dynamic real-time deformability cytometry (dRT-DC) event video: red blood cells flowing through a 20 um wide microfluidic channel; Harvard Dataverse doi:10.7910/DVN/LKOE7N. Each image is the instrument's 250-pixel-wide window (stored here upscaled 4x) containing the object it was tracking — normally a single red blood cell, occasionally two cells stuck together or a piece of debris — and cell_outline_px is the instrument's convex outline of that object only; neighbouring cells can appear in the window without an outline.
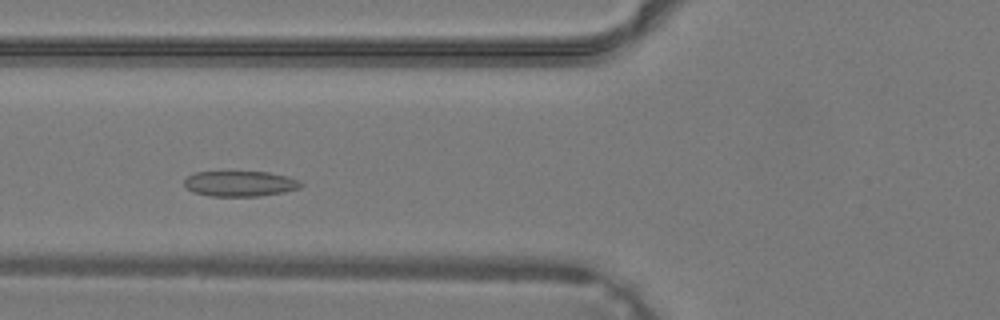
{"species": "common noctule bat (a hibernating species)", "species_latin": "Nyctalus noctula", "temperature_condition": "warm", "stored_images_in_passage": 26, "camera_frame_rate_fps": 3000, "um_per_image_px": 0.085, "animal": {"sex": "male", "body_mass_g": 19.2, "forearm_length_mm": 51.8}, "frame": {"image": 1, "passage_image": 4, "time_ms": 1.0, "image_size_px": [1000, 320], "cell_outline_px": [[304, 184], [300, 188], [284, 192], [260, 196], [212, 196], [192, 192], [184, 188], [184, 180], [188, 176], [196, 172], [268, 172], [300, 180]], "centroid_in_image_um": [20.39, 15.62], "position_along_channel_um": 105.4, "area_um2": 17.34}}
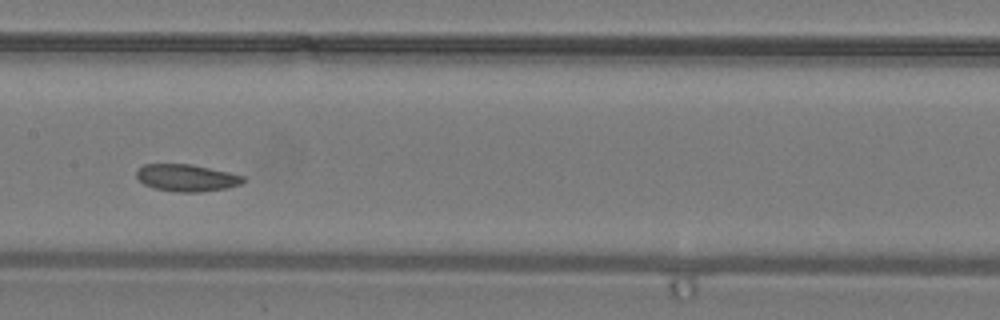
{"frame": {"image": 2, "passage_image": 9, "time_ms": 2.667, "image_size_px": [1000, 320], "cell_outline_px": [[248, 180], [240, 184], [228, 188], [200, 192], [180, 192], [156, 188], [144, 184], [136, 176], [136, 168], [144, 164], [192, 164], [228, 172], [244, 176]], "centroid_in_image_um": [15.88, 15.1], "position_along_channel_um": 191.5, "area_um2": 16.88}}
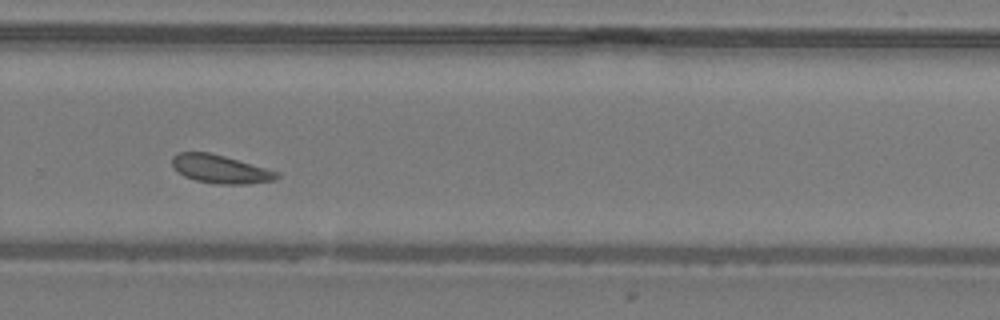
{"frame": {"image": 3, "passage_image": 16, "time_ms": 5.0, "image_size_px": [1000, 320], "cell_outline_px": [[280, 176], [276, 180], [248, 184], [216, 184], [196, 180], [184, 176], [172, 164], [172, 156], [176, 152], [208, 152], [224, 156], [280, 172]], "centroid_in_image_um": [18.76, 14.37], "position_along_channel_um": 311.0, "area_um2": 17.22}}